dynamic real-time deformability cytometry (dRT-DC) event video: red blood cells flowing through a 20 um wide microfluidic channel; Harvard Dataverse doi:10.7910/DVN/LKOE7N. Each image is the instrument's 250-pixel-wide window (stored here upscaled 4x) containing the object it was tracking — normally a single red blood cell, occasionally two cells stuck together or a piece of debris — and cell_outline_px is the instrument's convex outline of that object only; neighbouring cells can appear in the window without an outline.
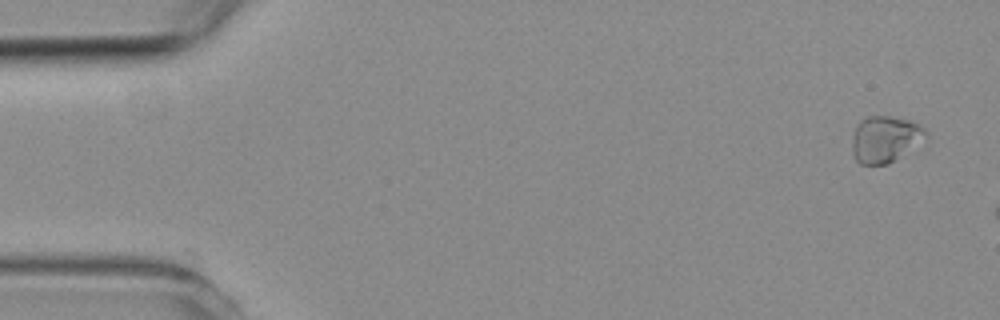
{"species": "common noctule bat (a hibernating species)", "species_latin": "Nyctalus noctula", "temperature_condition": "room temperature", "stored_images_in_passage": 4, "camera_frame_rate_fps": 3000, "um_per_image_px": 0.085, "animal": {"sex": "female", "body_mass_g": 19.3, "forearm_length_mm": 54.1}, "frame": {"image": 1, "passage_image": 1, "time_ms": 0.0, "image_size_px": [1000, 320], "cell_outline_px": [[928, 136], [888, 164], [860, 164], [856, 160], [852, 152], [852, 136], [856, 124], [864, 116], [892, 116], [912, 120], [920, 124], [928, 132]], "centroid_in_image_um": [75.2, 11.78], "position_along_channel_um": 9.8, "area_um2": 20.06}}